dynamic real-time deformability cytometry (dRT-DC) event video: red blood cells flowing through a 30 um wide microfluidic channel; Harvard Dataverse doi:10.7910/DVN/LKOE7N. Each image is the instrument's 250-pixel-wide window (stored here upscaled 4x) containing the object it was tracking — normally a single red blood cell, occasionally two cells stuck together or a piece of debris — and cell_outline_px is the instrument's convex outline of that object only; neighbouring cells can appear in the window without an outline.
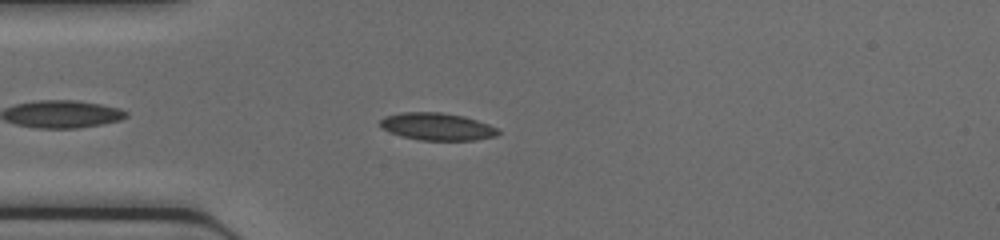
{"species": "common noctule bat (a hibernating species)", "species_latin": "Nyctalus noctula", "temperature_condition": "cold", "stored_images_in_passage": 37, "camera_frame_rate_fps": 3000, "um_per_image_px": 0.085, "animal": {"sex": "female", "body_mass_g": 17.0, "forearm_length_mm": 48.0}, "frame": {"image": 1, "passage_image": 4, "time_ms": 1.0, "image_size_px": [1000, 240], "cell_outline_px": [[500, 132], [496, 136], [476, 140], [420, 140], [400, 136], [384, 128], [380, 124], [380, 120], [384, 116], [400, 112], [440, 112], [464, 116], [488, 124], [496, 128]], "centroid_in_image_um": [37.15, 10.75], "position_along_channel_um": 47.8, "area_um2": 18.73}}
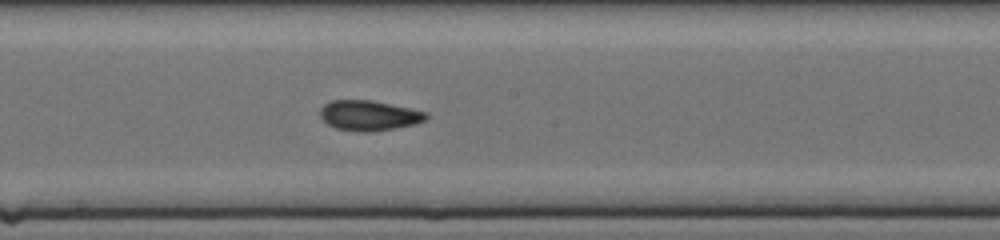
{"frame": {"image": 2, "passage_image": 16, "time_ms": 5.0, "image_size_px": [1000, 240], "cell_outline_px": [[428, 116], [424, 120], [416, 124], [372, 132], [360, 132], [336, 128], [328, 124], [320, 116], [320, 108], [324, 104], [332, 100], [372, 100], [428, 112]], "centroid_in_image_um": [31.36, 9.81], "position_along_channel_um": 216.8, "area_um2": 18.61}}
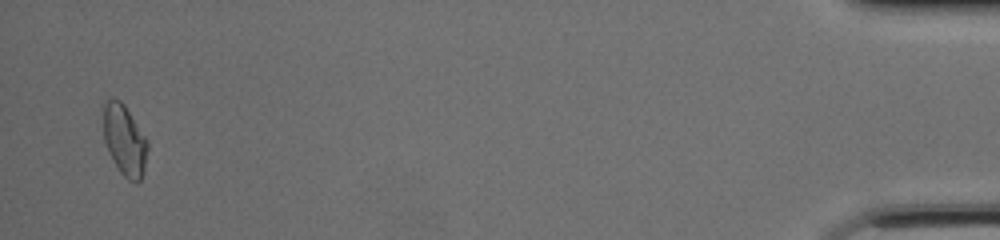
{"frame": {"image": 3, "passage_image": 36, "time_ms": 11.667, "image_size_px": [1000, 240], "cell_outline_px": [[148, 148], [144, 172], [140, 180], [136, 184], [128, 180], [120, 172], [108, 152], [104, 140], [104, 100], [120, 100], [124, 104], [148, 140]], "centroid_in_image_um": [10.61, 11.95], "position_along_channel_um": 424.6, "area_um2": 18.26}}